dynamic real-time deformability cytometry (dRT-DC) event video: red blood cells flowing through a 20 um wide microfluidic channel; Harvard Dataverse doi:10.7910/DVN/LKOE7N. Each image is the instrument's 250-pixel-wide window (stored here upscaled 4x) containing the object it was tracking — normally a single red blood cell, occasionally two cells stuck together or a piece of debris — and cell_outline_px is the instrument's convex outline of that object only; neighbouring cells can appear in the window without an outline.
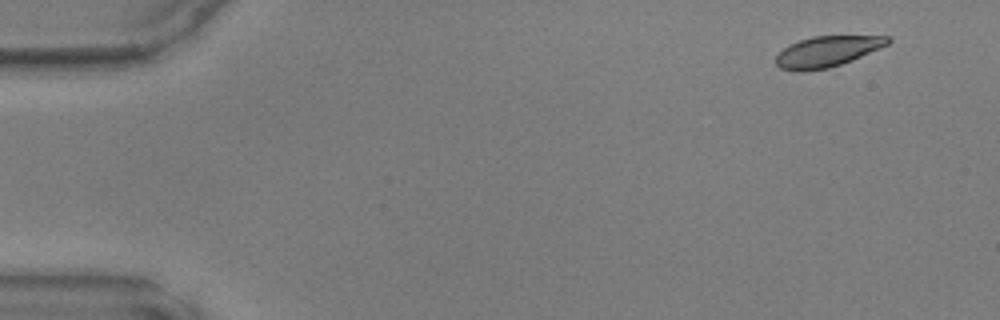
{"species": "common noctule bat (a hibernating species)", "species_latin": "Nyctalus noctula", "temperature_condition": "warm", "stored_images_in_passage": 48, "camera_frame_rate_fps": 3000, "um_per_image_px": 0.085, "animal": {"sex": "male", "body_mass_g": 17.9, "forearm_length_mm": 54.2}, "frame": {"image": 1, "passage_image": 4, "time_ms": 1.0, "image_size_px": [1000, 320], "cell_outline_px": [[892, 40], [888, 44], [880, 48], [852, 60], [828, 68], [800, 72], [796, 72], [780, 68], [776, 64], [776, 56], [784, 48], [800, 40], [812, 36], [888, 36]], "centroid_in_image_um": [70.3, 4.38], "position_along_channel_um": 14.7, "area_um2": 19.88}}
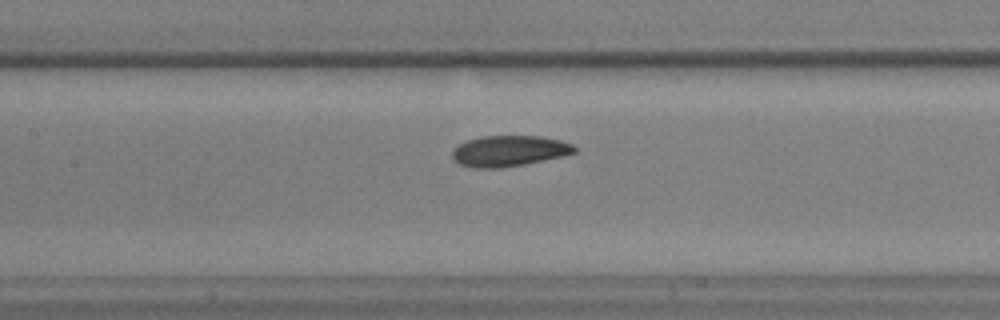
{"frame": {"image": 2, "passage_image": 23, "time_ms": 7.333, "image_size_px": [1000, 320], "cell_outline_px": [[576, 152], [564, 156], [524, 164], [500, 168], [472, 168], [460, 164], [452, 160], [452, 148], [468, 140], [484, 136], [540, 136], [560, 140], [572, 144], [576, 148]], "centroid_in_image_um": [43.25, 12.84], "position_along_channel_um": 164.1, "area_um2": 22.02}}
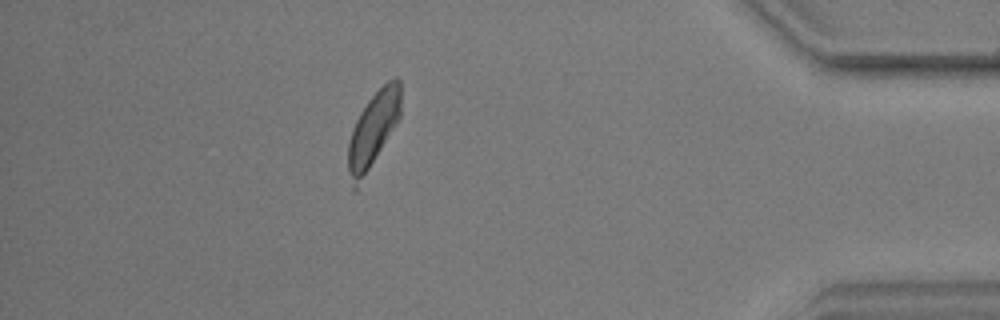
{"frame": {"image": 3, "passage_image": 43, "time_ms": 14.0, "image_size_px": [1000, 320], "cell_outline_px": [[400, 116], [396, 124], [356, 192], [352, 192], [348, 172], [348, 140], [352, 128], [360, 112], [368, 100], [388, 80], [396, 76], [400, 80]], "centroid_in_image_um": [31.68, 11.08], "position_along_channel_um": 403.5, "area_um2": 23.24}}